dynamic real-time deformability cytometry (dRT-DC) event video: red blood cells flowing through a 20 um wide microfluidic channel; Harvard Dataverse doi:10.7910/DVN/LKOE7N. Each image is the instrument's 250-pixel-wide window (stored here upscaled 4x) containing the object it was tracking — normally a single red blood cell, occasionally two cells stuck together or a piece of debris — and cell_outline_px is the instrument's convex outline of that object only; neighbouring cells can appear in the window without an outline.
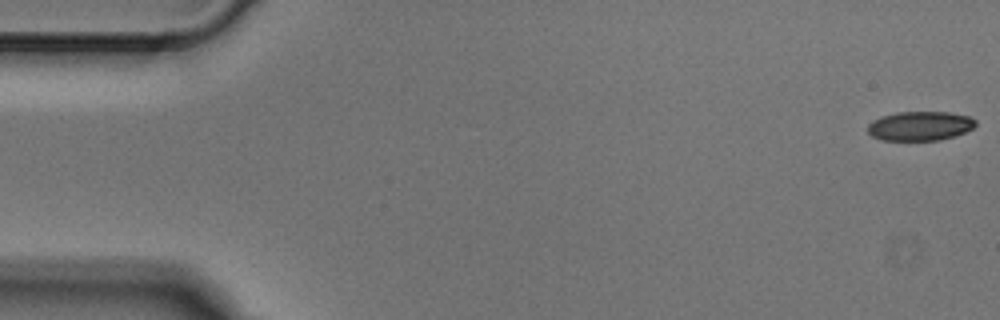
{"species": "Egyptian fruit bat (a non-hibernating species)", "species_latin": "Rousettus aegyptiacus", "temperature_condition": "cold", "stored_images_in_passage": 4, "camera_frame_rate_fps": 3000, "um_per_image_px": 0.085, "animal": {"sex": "male"}, "frame": {"image": 1, "passage_image": 1, "time_ms": 0.0, "image_size_px": [1000, 320], "cell_outline_px": [[976, 124], [972, 128], [964, 132], [940, 140], [880, 140], [872, 136], [868, 132], [868, 124], [872, 120], [880, 116], [896, 112], [948, 112], [972, 116], [976, 120]], "centroid_in_image_um": [78.18, 10.69], "position_along_channel_um": 6.8, "area_um2": 18.5}}
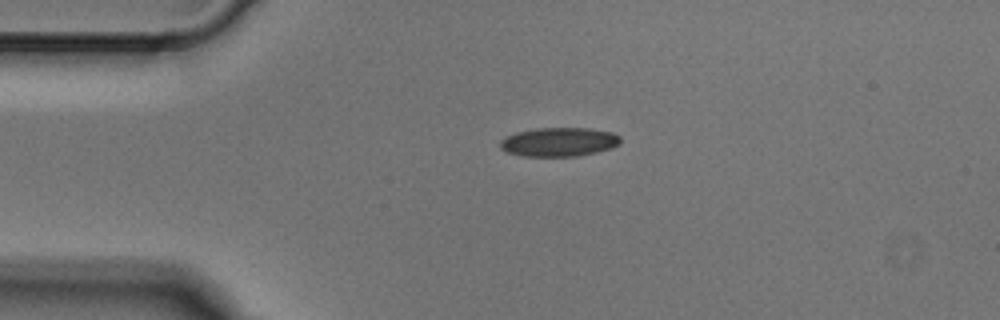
{"frame": {"image": 2, "passage_image": 3, "time_ms": 0.667, "image_size_px": [1000, 320], "cell_outline_px": [[620, 144], [612, 148], [596, 152], [576, 156], [520, 156], [508, 152], [500, 148], [500, 140], [516, 132], [536, 128], [588, 128], [612, 132], [620, 136]], "centroid_in_image_um": [47.52, 12.06], "position_along_channel_um": 37.5, "area_um2": 20.29}}